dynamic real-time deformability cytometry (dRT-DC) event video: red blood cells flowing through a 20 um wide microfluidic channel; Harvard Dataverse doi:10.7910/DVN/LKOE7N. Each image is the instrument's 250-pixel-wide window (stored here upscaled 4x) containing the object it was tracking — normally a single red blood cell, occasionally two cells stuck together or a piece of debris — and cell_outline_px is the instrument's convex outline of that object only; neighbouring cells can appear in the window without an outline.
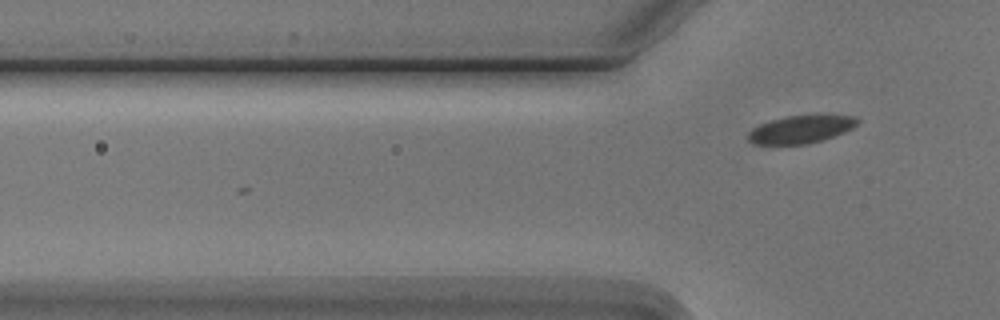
{"species": "Egyptian fruit bat (a non-hibernating species)", "species_latin": "Rousettus aegyptiacus", "temperature_condition": "cold", "stored_images_in_passage": 5, "camera_frame_rate_fps": 3000, "um_per_image_px": 0.085, "animal": {"sex": "male"}, "frame": {"image": 1, "passage_image": 5, "time_ms": 4.667, "image_size_px": [1000, 320], "cell_outline_px": [[860, 120], [852, 128], [844, 132], [808, 144], [752, 144], [748, 140], [748, 132], [752, 128], [760, 124], [784, 116], [820, 112], [856, 116]], "centroid_in_image_um": [68.12, 10.93], "position_along_channel_um": 57.7, "area_um2": 18.38}}